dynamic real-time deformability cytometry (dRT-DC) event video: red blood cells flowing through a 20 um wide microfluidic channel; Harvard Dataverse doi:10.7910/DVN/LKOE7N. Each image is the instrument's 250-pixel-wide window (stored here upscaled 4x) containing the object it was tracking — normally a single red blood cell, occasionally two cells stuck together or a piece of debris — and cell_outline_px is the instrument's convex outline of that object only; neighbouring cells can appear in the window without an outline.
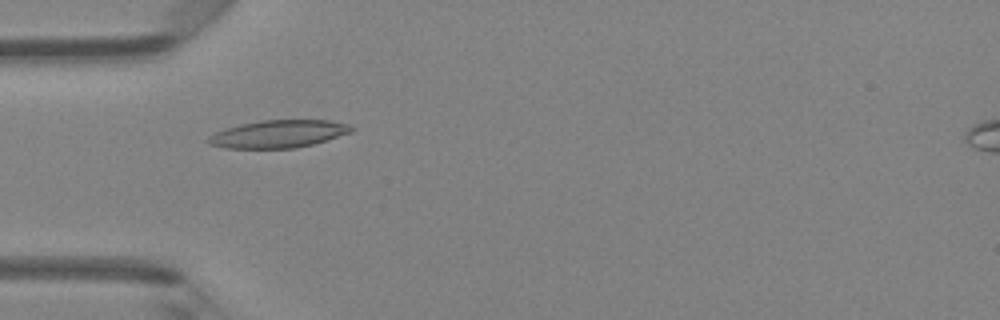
{"species": "Egyptian fruit bat (a non-hibernating species)", "species_latin": "Rousettus aegyptiacus", "temperature_condition": "room temperature", "stored_images_in_passage": 6, "camera_frame_rate_fps": 3000, "um_per_image_px": 0.085, "animal": {"sex": "female"}, "frame": {"image": 1, "passage_image": 4, "time_ms": 1.0, "image_size_px": [1000, 320], "cell_outline_px": [[356, 128], [352, 132], [312, 144], [292, 148], [224, 148], [208, 144], [208, 136], [224, 128], [240, 124], [260, 120], [328, 120], [348, 124]], "centroid_in_image_um": [23.65, 11.38], "position_along_channel_um": 61.4, "area_um2": 23.0}}
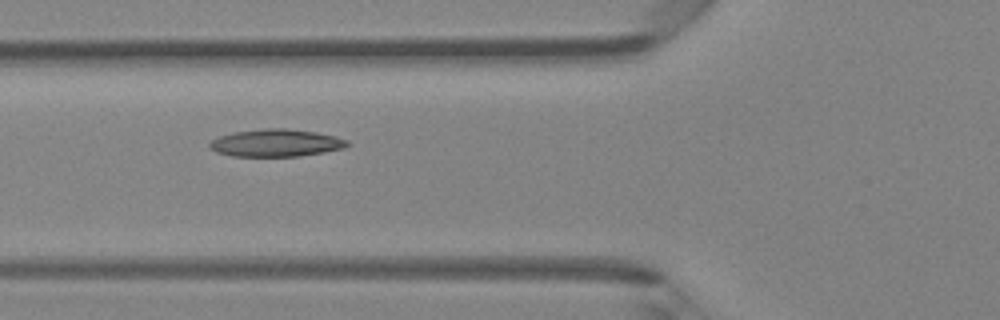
{"frame": {"image": 2, "passage_image": 5, "time_ms": 1.333, "image_size_px": [1000, 320], "cell_outline_px": [[348, 144], [344, 148], [324, 152], [300, 156], [232, 156], [216, 152], [208, 148], [208, 144], [212, 140], [220, 136], [232, 132], [268, 128], [284, 128], [316, 132], [336, 136], [348, 140]], "centroid_in_image_um": [23.44, 12.15], "position_along_channel_um": 102.4, "area_um2": 22.02}}
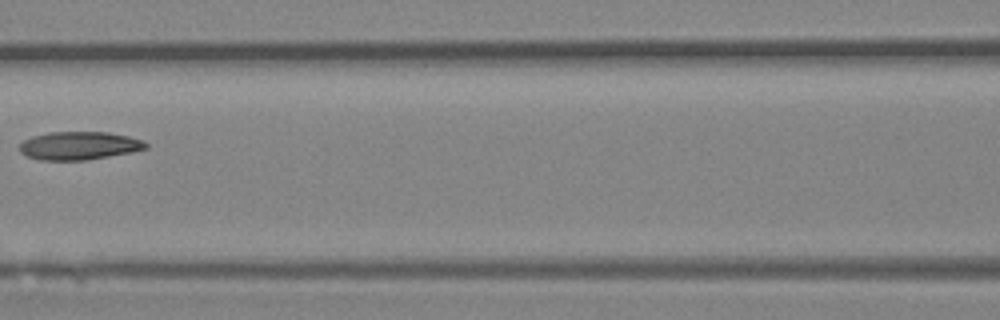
{"frame": {"image": 3, "passage_image": 6, "time_ms": 1.667, "image_size_px": [1000, 320], "cell_outline_px": [[148, 148], [132, 152], [88, 160], [40, 160], [24, 156], [20, 152], [20, 144], [24, 140], [32, 136], [48, 132], [108, 132], [128, 136], [144, 140], [148, 144]], "centroid_in_image_um": [6.73, 12.38], "position_along_channel_um": 159.9, "area_um2": 20.92}}